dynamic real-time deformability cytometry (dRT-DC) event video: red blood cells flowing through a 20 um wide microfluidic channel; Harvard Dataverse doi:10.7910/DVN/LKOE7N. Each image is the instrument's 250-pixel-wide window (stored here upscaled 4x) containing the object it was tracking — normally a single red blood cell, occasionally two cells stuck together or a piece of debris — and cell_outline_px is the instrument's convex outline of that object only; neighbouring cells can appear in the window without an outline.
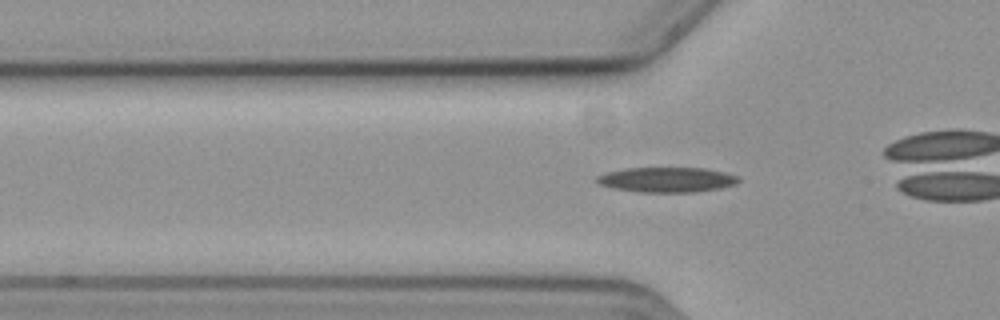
{"species": "common noctule bat (a hibernating species)", "species_latin": "Nyctalus noctula", "temperature_condition": "cold", "stored_images_in_passage": 32, "camera_frame_rate_fps": 3000, "um_per_image_px": 0.085, "animal": {"sex": "female", "body_mass_g": 19.3, "forearm_length_mm": 54.1}, "frame": {"image": 1, "passage_image": 5, "time_ms": 1.333, "image_size_px": [1000, 320], "cell_outline_px": [[740, 180], [736, 184], [720, 188], [692, 192], [640, 192], [612, 188], [600, 184], [596, 180], [596, 176], [608, 172], [624, 168], [704, 168], [724, 172], [740, 176]], "centroid_in_image_um": [56.7, 15.27], "position_along_channel_um": 69.1, "area_um2": 20.63}}
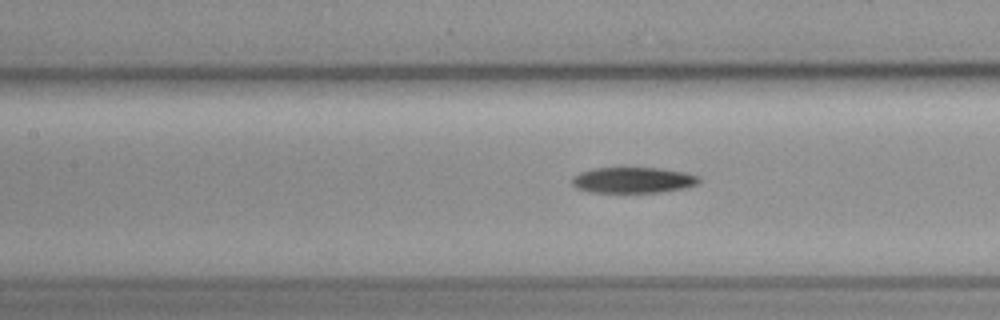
{"frame": {"image": 2, "passage_image": 12, "time_ms": 3.667, "image_size_px": [1000, 320], "cell_outline_px": [[700, 180], [696, 184], [684, 188], [660, 192], [588, 192], [576, 188], [572, 184], [572, 176], [580, 172], [592, 168], [660, 168], [684, 172], [700, 176]], "centroid_in_image_um": [53.78, 15.3], "position_along_channel_um": 153.6, "area_um2": 19.13}}
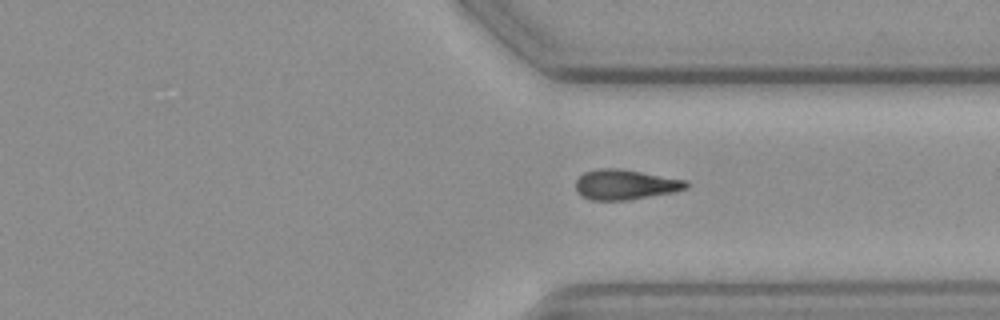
{"frame": {"image": 3, "passage_image": 29, "time_ms": 9.333, "image_size_px": [1000, 320], "cell_outline_px": [[688, 188], [672, 192], [624, 200], [592, 200], [576, 192], [576, 180], [584, 172], [600, 168], [620, 168], [688, 180]], "centroid_in_image_um": [53.15, 15.67], "position_along_channel_um": 358.3, "area_um2": 19.25}}